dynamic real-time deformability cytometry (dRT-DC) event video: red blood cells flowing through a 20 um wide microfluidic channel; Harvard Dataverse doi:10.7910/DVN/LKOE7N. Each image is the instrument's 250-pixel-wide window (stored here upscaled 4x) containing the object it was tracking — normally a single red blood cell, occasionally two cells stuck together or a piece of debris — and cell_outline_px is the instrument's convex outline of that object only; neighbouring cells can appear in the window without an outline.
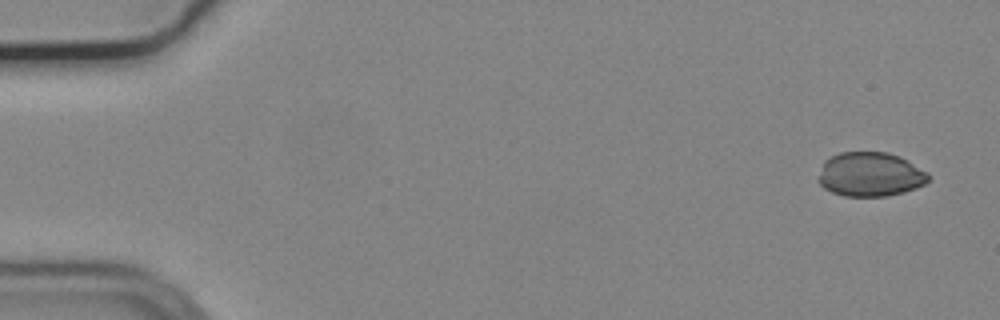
{"species": "common noctule bat (a hibernating species)", "species_latin": "Nyctalus noctula", "temperature_condition": "cold", "stored_images_in_passage": 53, "camera_frame_rate_fps": 3000, "um_per_image_px": 0.085, "animal": {"sex": "male", "body_mass_g": 19.2, "forearm_length_mm": 51.8}, "frame": {"image": 1, "passage_image": 1, "time_ms": 0.0, "image_size_px": [1000, 320], "cell_outline_px": [[928, 180], [924, 184], [916, 188], [904, 192], [888, 196], [844, 196], [832, 192], [824, 188], [816, 180], [824, 160], [840, 152], [888, 152], [900, 156], [928, 172]], "centroid_in_image_um": [73.95, 14.82], "position_along_channel_um": 11.0, "area_um2": 28.55}}
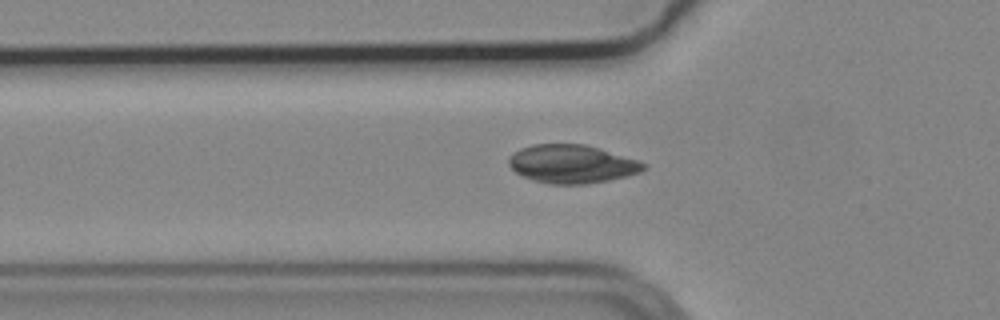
{"frame": {"image": 2, "passage_image": 17, "time_ms": 5.333, "image_size_px": [1000, 320], "cell_outline_px": [[648, 164], [640, 172], [608, 180], [588, 184], [548, 184], [532, 180], [516, 172], [508, 164], [508, 156], [520, 148], [532, 144], [584, 144], [640, 160]], "centroid_in_image_um": [48.59, 13.93], "position_along_channel_um": 77.2, "area_um2": 30.17}}
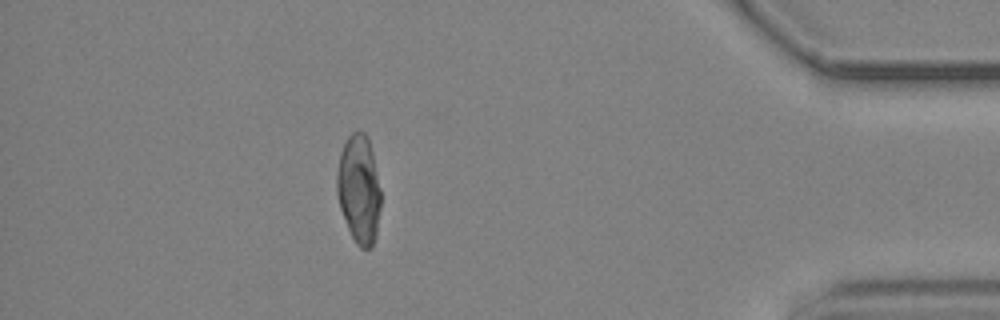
{"frame": {"image": 3, "passage_image": 47, "time_ms": 15.333, "image_size_px": [1000, 320], "cell_outline_px": [[380, 208], [376, 236], [372, 248], [360, 248], [356, 244], [348, 228], [340, 208], [336, 192], [336, 172], [340, 152], [348, 136], [352, 132], [364, 132], [368, 136], [372, 152], [380, 188]], "centroid_in_image_um": [30.5, 16.08], "position_along_channel_um": 404.7, "area_um2": 27.86}}